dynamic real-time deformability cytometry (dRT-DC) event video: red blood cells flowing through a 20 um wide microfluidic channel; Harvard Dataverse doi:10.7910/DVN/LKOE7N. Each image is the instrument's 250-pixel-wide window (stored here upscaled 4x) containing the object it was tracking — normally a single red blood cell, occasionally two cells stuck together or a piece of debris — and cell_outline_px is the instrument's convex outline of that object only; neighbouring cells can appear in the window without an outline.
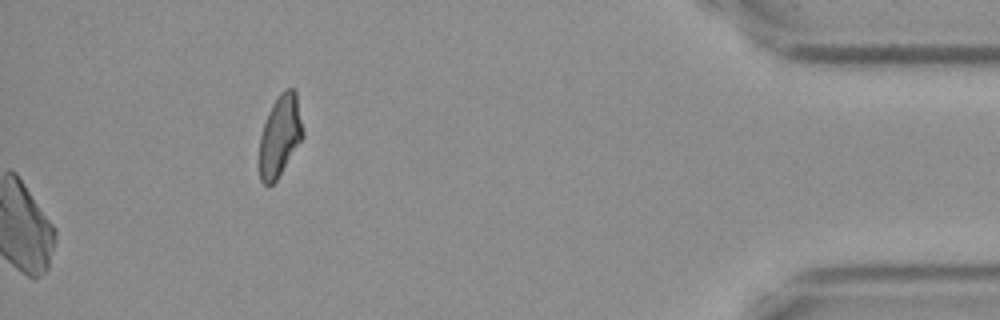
{"species": "Egyptian fruit bat (a non-hibernating species)", "species_latin": "Rousettus aegyptiacus", "temperature_condition": "cold", "stored_images_in_passage": 52, "camera_frame_rate_fps": 3000, "um_per_image_px": 0.085, "frame": {"image": 1, "passage_image": 52, "time_ms": 17.0, "image_size_px": [1000, 320], "cell_outline_px": [[304, 136], [276, 180], [268, 188], [260, 180], [260, 136], [268, 112], [272, 104], [280, 92], [288, 88], [296, 88], [304, 132]], "centroid_in_image_um": [23.81, 11.51], "position_along_channel_um": 411.4, "area_um2": 20.63}}